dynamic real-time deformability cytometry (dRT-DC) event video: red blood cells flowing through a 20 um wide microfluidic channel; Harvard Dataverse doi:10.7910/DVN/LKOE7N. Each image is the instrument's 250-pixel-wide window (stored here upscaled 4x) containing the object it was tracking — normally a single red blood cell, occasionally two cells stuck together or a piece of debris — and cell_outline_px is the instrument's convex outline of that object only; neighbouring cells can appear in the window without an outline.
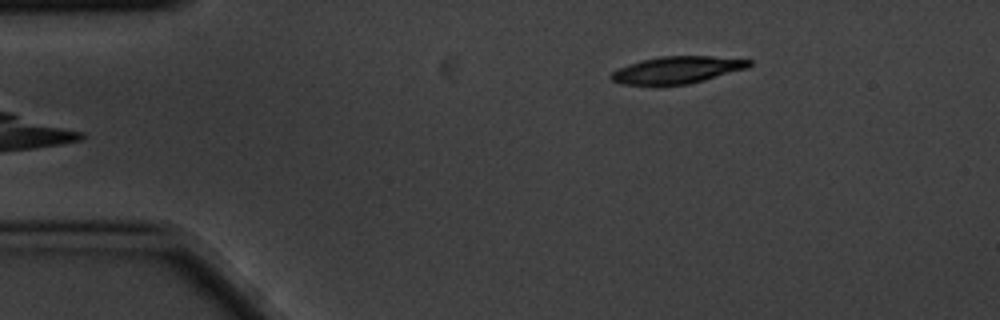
{"species": "common noctule bat (a hibernating species)", "species_latin": "Nyctalus noctula", "temperature_condition": "cold", "stored_images_in_passage": 4, "camera_frame_rate_fps": 3000, "um_per_image_px": 0.085, "animal": {"sex": "male", "body_mass_g": 20.1, "forearm_length_mm": 53.5}, "frame": {"image": 1, "passage_image": 4, "time_ms": 1.0, "image_size_px": [1000, 320], "cell_outline_px": [[752, 64], [748, 68], [704, 80], [688, 84], [656, 88], [624, 84], [612, 80], [608, 76], [612, 72], [628, 64], [640, 60], [660, 56], [712, 56], [752, 60]], "centroid_in_image_um": [57.5, 5.98], "position_along_channel_um": 27.5, "area_um2": 22.48}}